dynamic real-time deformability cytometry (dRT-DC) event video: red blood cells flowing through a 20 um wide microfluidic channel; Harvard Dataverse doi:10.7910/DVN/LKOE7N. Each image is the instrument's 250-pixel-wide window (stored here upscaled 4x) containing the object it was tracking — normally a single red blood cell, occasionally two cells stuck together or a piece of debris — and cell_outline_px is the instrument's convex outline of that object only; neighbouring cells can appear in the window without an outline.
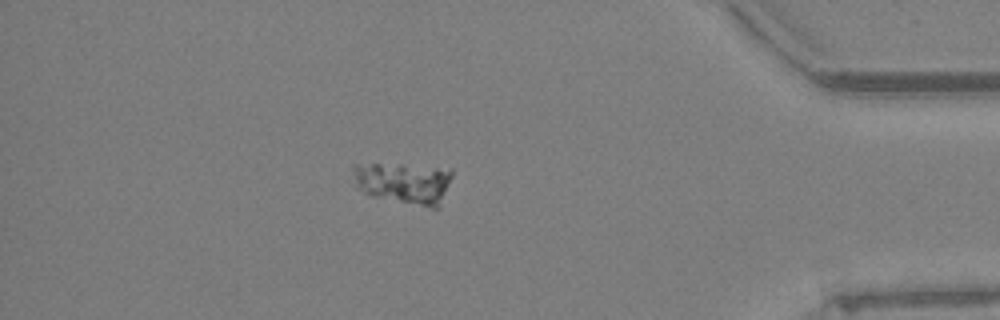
{"species": "Egyptian fruit bat (a non-hibernating species)", "species_latin": "Rousettus aegyptiacus", "temperature_condition": "warm", "stored_images_in_passage": 57, "camera_frame_rate_fps": 3000, "um_per_image_px": 0.085, "animal": {"sex": "female"}, "frame": {"image": 1, "passage_image": 49, "time_ms": 16.0, "image_size_px": [1000, 320], "cell_outline_px": [[452, 176], [440, 208], [428, 208], [372, 196], [356, 188], [352, 168], [352, 164], [404, 164], [452, 168]], "centroid_in_image_um": [34.35, 15.55], "position_along_channel_um": 400.8, "area_um2": 24.57}}